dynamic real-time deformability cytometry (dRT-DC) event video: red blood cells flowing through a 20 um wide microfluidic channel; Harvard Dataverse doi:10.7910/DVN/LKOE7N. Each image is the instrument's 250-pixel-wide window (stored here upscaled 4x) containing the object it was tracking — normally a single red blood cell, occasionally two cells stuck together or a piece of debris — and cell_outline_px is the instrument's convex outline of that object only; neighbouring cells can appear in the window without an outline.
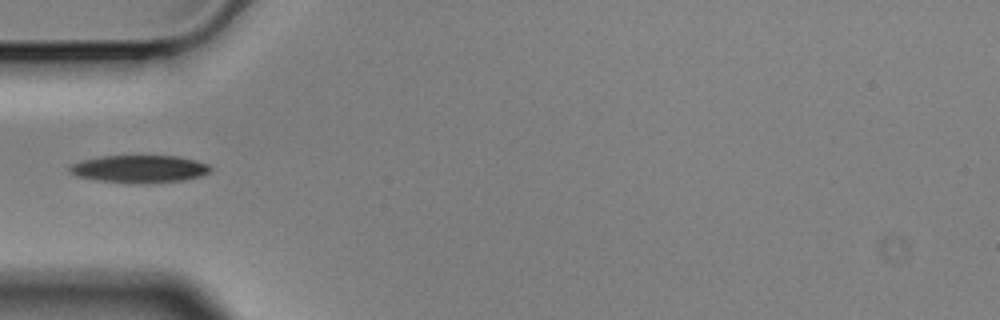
{"species": "Egyptian fruit bat (a non-hibernating species)", "species_latin": "Rousettus aegyptiacus", "temperature_condition": "cold", "stored_images_in_passage": 7, "camera_frame_rate_fps": 3000, "um_per_image_px": 0.085, "animal": {"sex": "male"}, "frame": {"image": 1, "passage_image": 5, "time_ms": 1.333, "image_size_px": [1000, 320], "cell_outline_px": [[212, 172], [200, 176], [184, 180], [96, 180], [76, 176], [68, 172], [68, 168], [72, 164], [84, 160], [104, 156], [176, 156], [196, 160], [208, 164], [212, 168]], "centroid_in_image_um": [11.87, 14.3], "position_along_channel_um": 73.1, "area_um2": 21.39}}
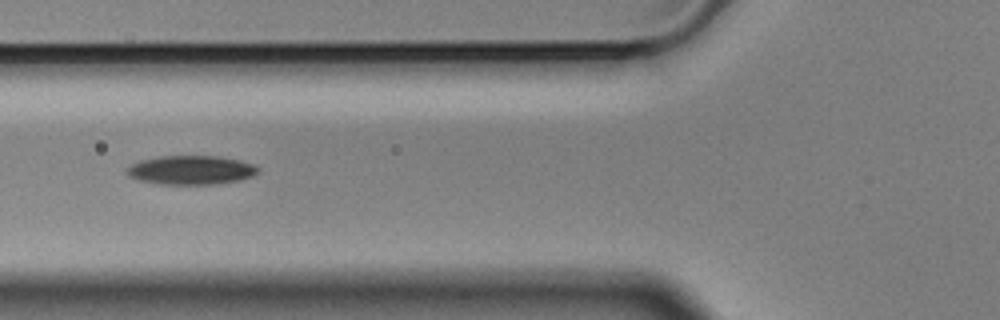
{"frame": {"image": 2, "passage_image": 6, "time_ms": 1.667, "image_size_px": [1000, 320], "cell_outline_px": [[260, 172], [252, 176], [236, 180], [212, 184], [160, 184], [140, 180], [128, 176], [128, 168], [132, 164], [140, 160], [160, 156], [216, 156], [240, 160], [252, 164], [260, 168]], "centroid_in_image_um": [16.25, 14.45], "position_along_channel_um": 109.6, "area_um2": 21.91}}
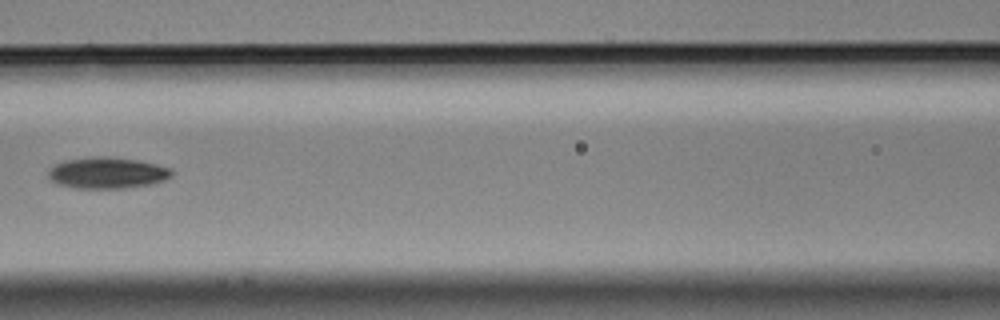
{"frame": {"image": 3, "passage_image": 7, "time_ms": 2.0, "image_size_px": [1000, 320], "cell_outline_px": [[172, 176], [164, 180], [152, 184], [124, 188], [76, 188], [56, 184], [48, 176], [48, 168], [56, 164], [68, 160], [96, 156], [108, 156], [140, 160], [172, 168]], "centroid_in_image_um": [9.13, 14.69], "position_along_channel_um": 157.5, "area_um2": 22.6}}